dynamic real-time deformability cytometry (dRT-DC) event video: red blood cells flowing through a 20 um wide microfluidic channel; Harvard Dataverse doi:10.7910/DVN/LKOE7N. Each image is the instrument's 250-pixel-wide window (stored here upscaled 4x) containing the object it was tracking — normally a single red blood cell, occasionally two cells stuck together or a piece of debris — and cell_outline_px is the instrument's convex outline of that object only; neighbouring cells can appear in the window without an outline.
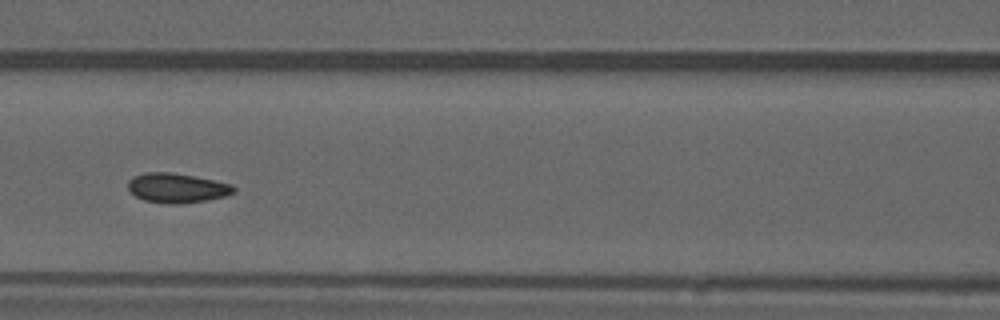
{"species": "common noctule bat (a hibernating species)", "species_latin": "Nyctalus noctula", "temperature_condition": "warm", "stored_images_in_passage": 53, "camera_frame_rate_fps": 3000, "um_per_image_px": 0.085, "animal": {"sex": "male", "forearm_length_mm": 52.5}, "frame": {"image": 1, "passage_image": 23, "time_ms": 7.333, "image_size_px": [1000, 320], "cell_outline_px": [[236, 192], [224, 196], [208, 200], [180, 204], [168, 204], [144, 200], [136, 196], [128, 188], [128, 180], [132, 176], [144, 172], [172, 172], [196, 176], [232, 184], [236, 188]], "centroid_in_image_um": [15.05, 15.97], "position_along_channel_um": 151.6, "area_um2": 18.44}, "authors_computed_cell_mechanics": {"area_um2": 18.0914, "velocity_mm_per_s": 3.8684, "shape_relaxation_time_tau1_ms": 9.7482, "shape_relaxation_time_tau2_ms": 0.9168, "deformation_change_tau1": 0.1598, "deformation_change_tau2": 0.0525}}